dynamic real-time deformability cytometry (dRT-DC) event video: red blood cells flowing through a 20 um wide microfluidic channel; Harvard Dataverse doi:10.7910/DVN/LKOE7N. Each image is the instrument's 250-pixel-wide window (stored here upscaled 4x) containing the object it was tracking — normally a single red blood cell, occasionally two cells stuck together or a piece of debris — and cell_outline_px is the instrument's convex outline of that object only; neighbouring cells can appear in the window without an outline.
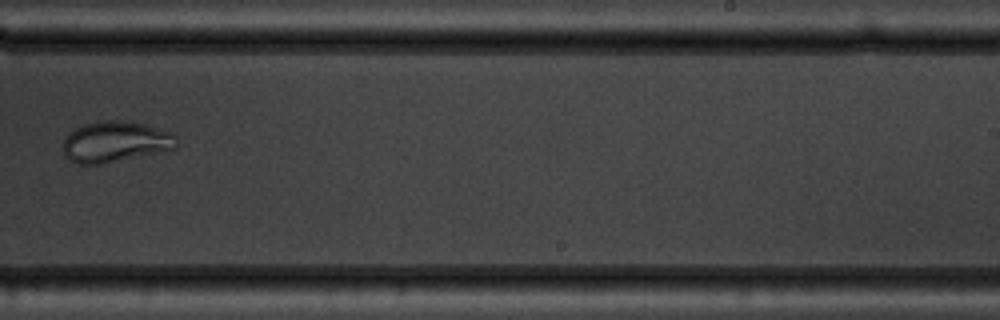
{"species": "common noctule bat (a hibernating species)", "species_latin": "Nyctalus noctula", "temperature_condition": "warm", "stored_images_in_passage": 11, "camera_frame_rate_fps": 3000, "um_per_image_px": 0.085, "animal": {"sex": "male", "body_mass_g": 19.5, "forearm_length_mm": 54.6}, "frame": {"image": 1, "passage_image": 11, "time_ms": 12.333, "image_size_px": [1000, 320], "cell_outline_px": [[176, 148], [100, 164], [76, 164], [68, 160], [64, 156], [64, 140], [76, 128], [84, 124], [104, 120], [120, 120], [144, 124], [172, 132], [176, 136]], "centroid_in_image_um": [9.79, 12.05], "position_along_channel_um": 279.2, "area_um2": 26.7}}